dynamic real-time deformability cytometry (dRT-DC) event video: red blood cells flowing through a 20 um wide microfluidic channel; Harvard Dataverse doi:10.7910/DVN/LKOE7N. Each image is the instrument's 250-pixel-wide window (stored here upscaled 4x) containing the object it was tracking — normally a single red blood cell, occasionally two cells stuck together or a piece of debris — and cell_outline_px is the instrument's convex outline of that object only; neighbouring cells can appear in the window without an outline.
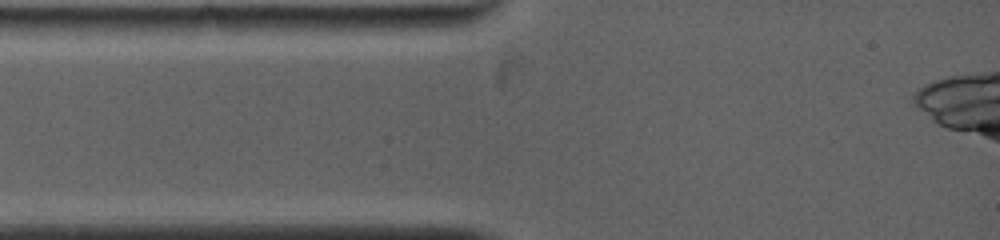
{"species": "common noctule bat (a hibernating species)", "species_latin": "Nyctalus noctula", "temperature_condition": "warm", "stored_images_in_passage": 2, "camera_frame_rate_fps": 5000, "um_per_image_px": 0.085, "animal": {"sex": "female", "body_mass_g": 19.0, "forearm_length_mm": 53.3}, "frame": {"image": 1, "passage_image": 1, "time_ms": 0.0, "image_size_px": [1000, 240], "cell_outline_px": [[460, 24], [384, 36], [324, 36], [296, 28], [304, 16], [452, 16]], "centroid_in_image_um": [31.6, 2.11], "position_along_channel_um": 53.4, "area_um2": 19.02}}